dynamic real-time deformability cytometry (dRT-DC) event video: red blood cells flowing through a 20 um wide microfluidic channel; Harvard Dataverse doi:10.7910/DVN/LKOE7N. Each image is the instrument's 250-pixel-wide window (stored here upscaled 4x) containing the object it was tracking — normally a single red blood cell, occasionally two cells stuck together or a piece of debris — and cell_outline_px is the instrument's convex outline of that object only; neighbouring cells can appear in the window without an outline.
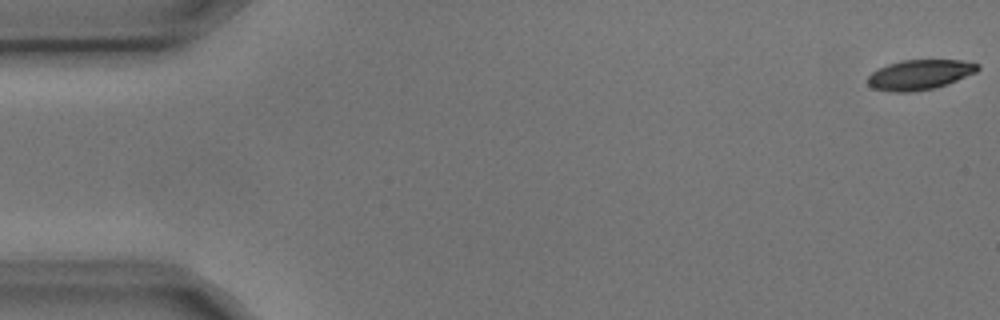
{"species": "common noctule bat (a hibernating species)", "species_latin": "Nyctalus noctula", "temperature_condition": "cold", "stored_images_in_passage": 15, "camera_frame_rate_fps": 3000, "um_per_image_px": 0.085, "animal": {"sex": "male", "body_mass_g": 17.9, "forearm_length_mm": 54.2}, "frame": {"image": 1, "passage_image": 1, "time_ms": 0.0, "image_size_px": [1000, 320], "cell_outline_px": [[980, 68], [976, 72], [948, 84], [936, 88], [912, 92], [888, 92], [872, 88], [868, 84], [868, 76], [872, 72], [888, 64], [900, 60], [960, 60], [980, 64]], "centroid_in_image_um": [78.17, 6.36], "position_along_channel_um": 6.8, "area_um2": 19.36}}
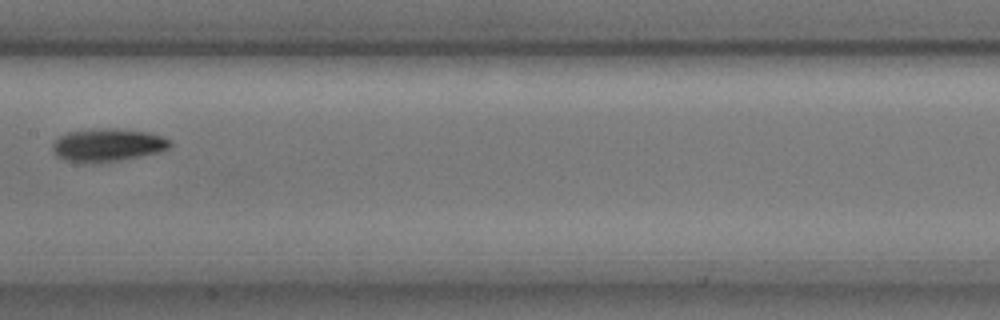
{"frame": {"image": 2, "passage_image": 8, "time_ms": 2.333, "image_size_px": [1000, 320], "cell_outline_px": [[172, 144], [168, 148], [160, 152], [120, 160], [88, 164], [84, 164], [64, 160], [56, 156], [52, 148], [52, 144], [60, 136], [68, 132], [100, 128], [112, 128], [148, 132], [172, 140]], "centroid_in_image_um": [9.13, 12.34], "position_along_channel_um": 198.3, "area_um2": 22.72}}
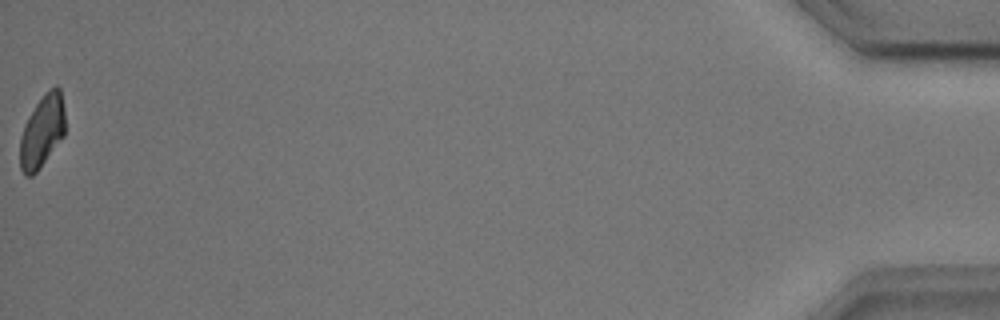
{"frame": {"image": 3, "passage_image": 15, "time_ms": 4.667, "image_size_px": [1000, 320], "cell_outline_px": [[64, 136], [36, 172], [32, 176], [24, 176], [20, 168], [20, 136], [24, 124], [28, 116], [36, 104], [56, 84], [60, 88], [64, 108]], "centroid_in_image_um": [3.57, 11.19], "position_along_channel_um": 431.6, "area_um2": 18.84}}